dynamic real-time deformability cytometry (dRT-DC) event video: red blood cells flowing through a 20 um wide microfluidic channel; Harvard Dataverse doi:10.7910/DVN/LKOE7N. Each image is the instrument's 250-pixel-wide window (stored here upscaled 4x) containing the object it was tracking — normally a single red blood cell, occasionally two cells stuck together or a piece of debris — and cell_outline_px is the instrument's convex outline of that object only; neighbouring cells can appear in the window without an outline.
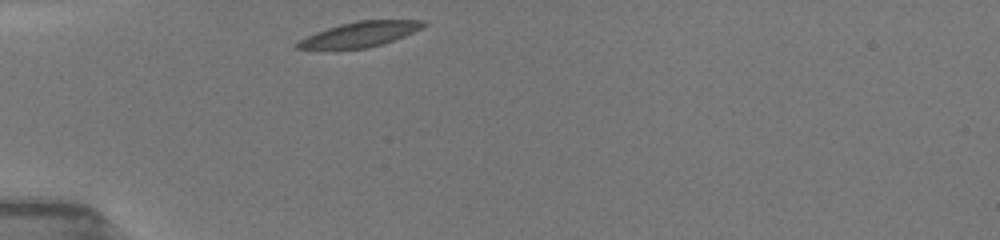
{"species": "common noctule bat (a hibernating species)", "species_latin": "Nyctalus noctula", "temperature_condition": "room temperature", "stored_images_in_passage": 10, "camera_frame_rate_fps": 3000, "um_per_image_px": 0.085, "animal": {"sex": "female", "body_mass_g": 19.5, "forearm_length_mm": 54.1}, "frame": {"image": 1, "passage_image": 1, "time_ms": 0.0, "image_size_px": [1000, 240], "cell_outline_px": [[428, 24], [404, 36], [384, 44], [364, 48], [328, 52], [296, 48], [296, 44], [300, 40], [316, 32], [340, 24], [356, 20], [424, 20]], "centroid_in_image_um": [30.52, 2.96], "position_along_channel_um": 54.5, "area_um2": 18.96}}
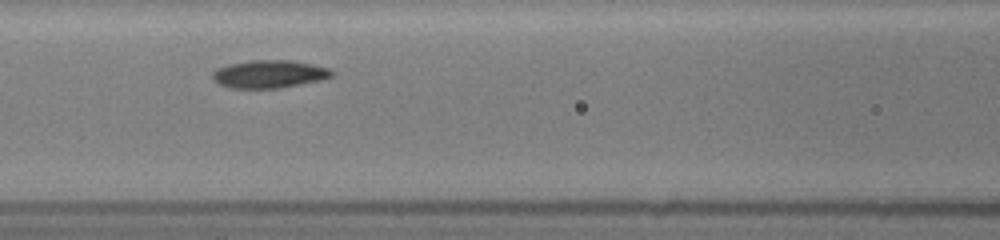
{"frame": {"image": 2, "passage_image": 6, "time_ms": 2.667, "image_size_px": [1000, 240], "cell_outline_px": [[336, 72], [332, 76], [320, 80], [280, 88], [228, 88], [212, 80], [212, 72], [216, 68], [228, 64], [252, 60], [292, 60], [328, 68]], "centroid_in_image_um": [22.85, 6.29], "position_along_channel_um": 143.8, "area_um2": 19.42}}
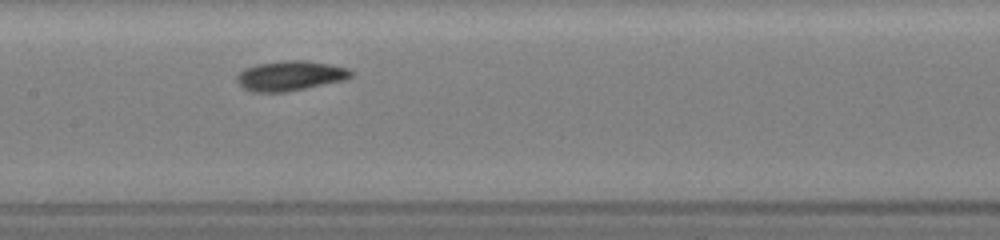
{"frame": {"image": 3, "passage_image": 8, "time_ms": 3.667, "image_size_px": [1000, 240], "cell_outline_px": [[352, 76], [344, 80], [284, 92], [252, 92], [244, 88], [236, 80], [236, 76], [244, 68], [256, 64], [284, 60], [304, 60], [332, 64], [348, 68], [352, 72]], "centroid_in_image_um": [24.65, 6.43], "position_along_channel_um": 182.7, "area_um2": 19.83}}